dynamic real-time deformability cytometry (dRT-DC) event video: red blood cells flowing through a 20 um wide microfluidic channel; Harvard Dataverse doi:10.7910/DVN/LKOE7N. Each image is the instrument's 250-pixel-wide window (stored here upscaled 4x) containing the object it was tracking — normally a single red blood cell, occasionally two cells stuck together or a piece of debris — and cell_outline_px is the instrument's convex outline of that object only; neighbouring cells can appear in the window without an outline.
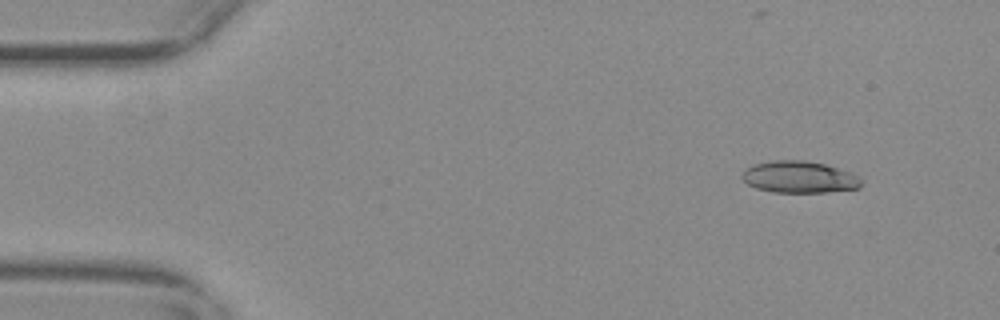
{"species": "common noctule bat (a hibernating species)", "species_latin": "Nyctalus noctula", "temperature_condition": "warm", "stored_images_in_passage": 56, "camera_frame_rate_fps": 3000, "um_per_image_px": 0.085, "animal": {"sex": "female", "body_mass_g": 29.2, "forearm_length_mm": 56.3}, "frame": {"image": 1, "passage_image": 5, "time_ms": 1.333, "image_size_px": [1000, 320], "cell_outline_px": [[860, 188], [828, 192], [772, 192], [756, 188], [748, 184], [740, 176], [748, 168], [756, 164], [772, 160], [804, 160], [824, 164], [848, 172], [856, 176], [860, 180]], "centroid_in_image_um": [67.91, 15.06], "position_along_channel_um": 17.1, "area_um2": 21.73}}
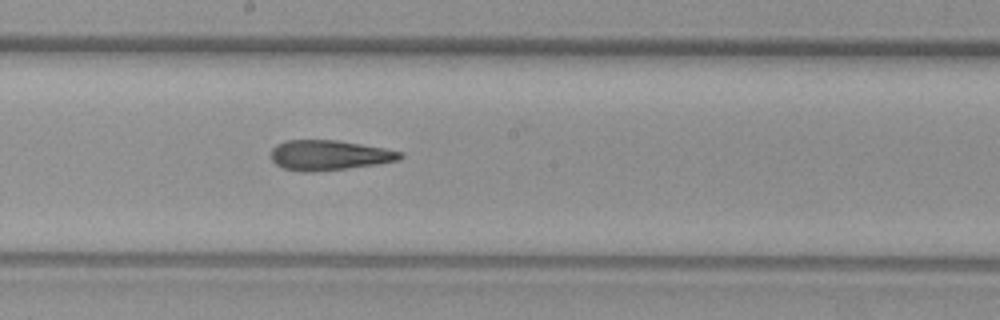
{"frame": {"image": 2, "passage_image": 30, "time_ms": 9.667, "image_size_px": [1000, 320], "cell_outline_px": [[404, 156], [400, 160], [376, 164], [316, 172], [300, 172], [284, 168], [276, 164], [272, 160], [272, 148], [276, 144], [284, 140], [336, 140], [384, 148], [404, 152]], "centroid_in_image_um": [27.98, 13.19], "position_along_channel_um": 220.2, "area_um2": 22.66}}
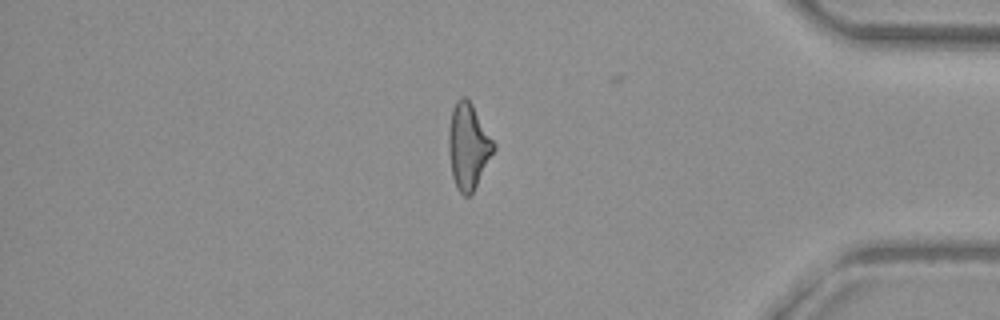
{"frame": {"image": 3, "passage_image": 47, "time_ms": 15.333, "image_size_px": [1000, 320], "cell_outline_px": [[496, 148], [472, 192], [468, 196], [464, 196], [456, 188], [452, 176], [448, 148], [448, 132], [452, 108], [456, 100], [460, 96], [464, 96], [472, 104], [496, 144]], "centroid_in_image_um": [39.79, 12.4], "position_along_channel_um": 395.4, "area_um2": 22.43}, "authors_computed_cell_mechanics": {"area_um2": 22.7154, "velocity_mm_per_s": 3.6772, "shape_relaxation_time_tau1_ms": null, "shape_relaxation_time_tau2_ms": 4.7148, "deformation_change_tau1": null, "deformation_change_tau2": 0.1665}}